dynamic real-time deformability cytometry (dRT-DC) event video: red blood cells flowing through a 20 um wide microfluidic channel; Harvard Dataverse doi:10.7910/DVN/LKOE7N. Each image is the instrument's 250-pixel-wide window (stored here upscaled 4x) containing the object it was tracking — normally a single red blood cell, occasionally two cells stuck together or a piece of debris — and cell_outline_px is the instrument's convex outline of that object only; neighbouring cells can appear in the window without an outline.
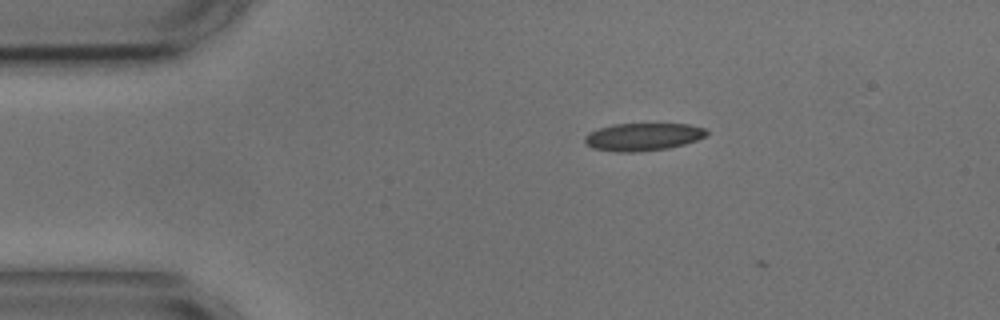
{"species": "common noctule bat (a hibernating species)", "species_latin": "Nyctalus noctula", "temperature_condition": "cold", "stored_images_in_passage": 4, "camera_frame_rate_fps": 3000, "um_per_image_px": 0.085, "animal": {"sex": "male", "body_mass_g": 17.9, "forearm_length_mm": 54.2}, "frame": {"image": 1, "passage_image": 2, "time_ms": 0.333, "image_size_px": [1000, 320], "cell_outline_px": [[708, 132], [704, 136], [696, 140], [684, 144], [668, 148], [636, 152], [616, 152], [592, 148], [584, 140], [584, 136], [588, 132], [612, 124], [688, 124], [704, 128]], "centroid_in_image_um": [54.62, 11.63], "position_along_channel_um": 30.4, "area_um2": 19.54}}